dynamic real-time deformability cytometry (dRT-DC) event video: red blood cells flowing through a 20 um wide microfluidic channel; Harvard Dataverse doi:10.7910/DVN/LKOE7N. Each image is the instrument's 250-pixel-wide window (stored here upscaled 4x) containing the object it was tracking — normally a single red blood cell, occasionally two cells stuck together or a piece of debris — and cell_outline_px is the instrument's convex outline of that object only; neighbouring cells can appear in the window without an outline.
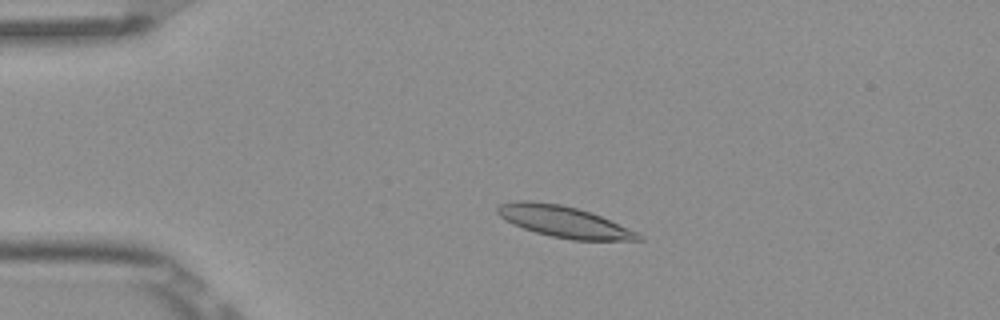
{"species": "Egyptian fruit bat (a non-hibernating species)", "species_latin": "Rousettus aegyptiacus", "temperature_condition": "room temperature", "stored_images_in_passage": 4, "camera_frame_rate_fps": 3000, "um_per_image_px": 0.085, "frame": {"image": 1, "passage_image": 3, "time_ms": 0.667, "image_size_px": [1000, 320], "cell_outline_px": [[644, 240], [572, 240], [552, 236], [536, 232], [512, 224], [504, 220], [496, 212], [496, 208], [500, 204], [516, 200], [532, 200], [560, 204], [576, 208], [600, 216], [640, 232], [644, 236]], "centroid_in_image_um": [47.94, 18.84], "position_along_channel_um": 37.1, "area_um2": 25.78}}